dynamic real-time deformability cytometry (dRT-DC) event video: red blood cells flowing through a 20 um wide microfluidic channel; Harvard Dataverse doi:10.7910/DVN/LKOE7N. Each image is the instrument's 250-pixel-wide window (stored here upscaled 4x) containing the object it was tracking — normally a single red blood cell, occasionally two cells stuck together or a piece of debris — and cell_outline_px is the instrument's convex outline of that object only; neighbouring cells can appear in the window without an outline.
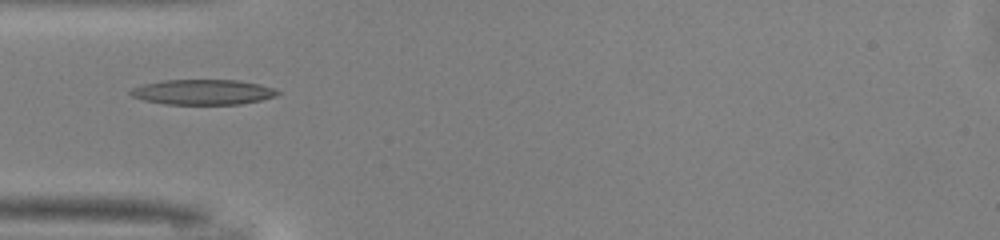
{"species": "common noctule bat (a hibernating species)", "species_latin": "Nyctalus noctula", "temperature_condition": "warm", "stored_images_in_passage": 25, "camera_frame_rate_fps": 3000, "um_per_image_px": 0.085, "animal": {"sex": "male", "body_mass_g": 13.0, "forearm_length_mm": 53.1}, "frame": {"image": 1, "passage_image": 1, "time_ms": 0.0, "image_size_px": [1000, 240], "cell_outline_px": [[280, 92], [276, 96], [260, 100], [240, 104], [164, 104], [144, 100], [132, 96], [128, 92], [132, 88], [140, 84], [164, 80], [240, 80], [260, 84], [276, 88]], "centroid_in_image_um": [17.24, 7.82], "position_along_channel_um": 67.8, "area_um2": 21.73}}
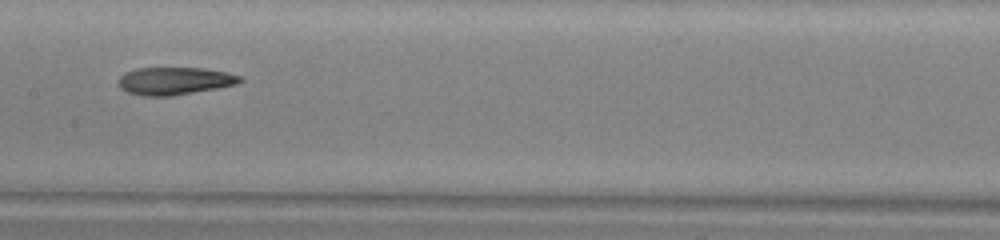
{"frame": {"image": 2, "passage_image": 10, "time_ms": 3.0, "image_size_px": [1000, 240], "cell_outline_px": [[244, 80], [236, 84], [216, 88], [172, 96], [144, 96], [128, 92], [120, 88], [116, 80], [124, 72], [136, 68], [204, 68], [228, 72], [240, 76]], "centroid_in_image_um": [14.8, 6.87], "position_along_channel_um": 192.6, "area_um2": 19.65}}
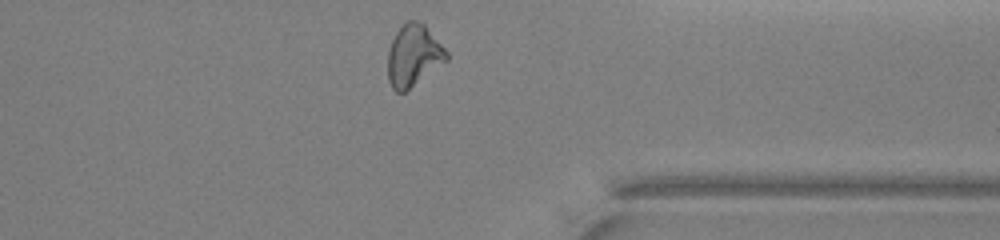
{"frame": {"image": 3, "passage_image": 24, "time_ms": 7.667, "image_size_px": [1000, 240], "cell_outline_px": [[448, 60], [404, 92], [396, 92], [392, 88], [388, 80], [388, 52], [392, 40], [396, 32], [404, 20], [416, 20], [424, 24], [448, 52]], "centroid_in_image_um": [35.14, 4.7], "position_along_channel_um": 376.3, "area_um2": 21.04}, "authors_computed_cell_mechanics": {"area_um2": 19.9988, "velocity_mm_per_s": 4.1516, "shape_relaxation_time_tau1_ms": null, "shape_relaxation_time_tau2_ms": 5.6868, "deformation_change_tau1": null, "deformation_change_tau2": 0.1684}}